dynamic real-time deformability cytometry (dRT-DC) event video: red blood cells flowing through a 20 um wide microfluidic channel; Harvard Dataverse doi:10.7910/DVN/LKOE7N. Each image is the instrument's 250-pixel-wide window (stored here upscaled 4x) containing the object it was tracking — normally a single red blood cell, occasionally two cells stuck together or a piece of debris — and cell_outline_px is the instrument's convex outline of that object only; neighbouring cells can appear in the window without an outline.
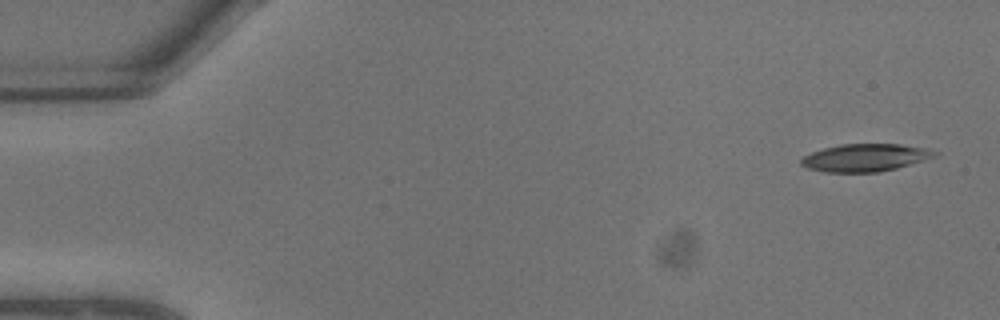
{"species": "common noctule bat (a hibernating species)", "species_latin": "Nyctalus noctula", "temperature_condition": "warm", "stored_images_in_passage": 8, "camera_frame_rate_fps": 3000, "um_per_image_px": 0.085, "animal": {"sex": "male", "body_mass_g": 13.3}, "frame": {"image": 1, "passage_image": 1, "time_ms": 0.0, "image_size_px": [1000, 320], "cell_outline_px": [[940, 152], [936, 156], [924, 160], [896, 168], [880, 172], [824, 172], [808, 168], [800, 164], [800, 160], [804, 156], [812, 152], [824, 148], [840, 144], [900, 144], [924, 148]], "centroid_in_image_um": [73.53, 13.4], "position_along_channel_um": 11.5, "area_um2": 21.39}}
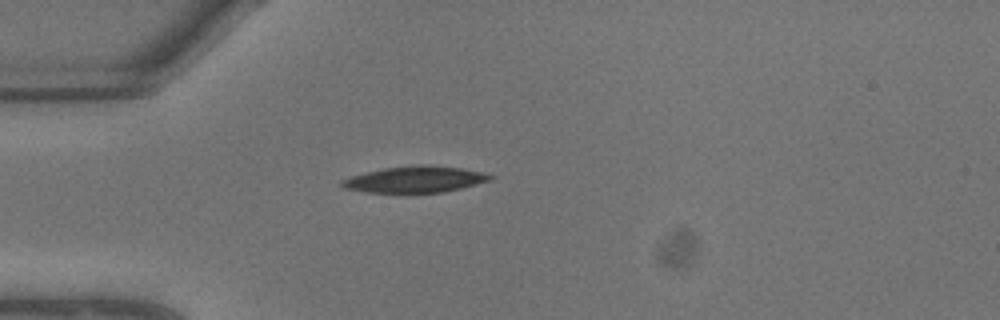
{"frame": {"image": 2, "passage_image": 6, "time_ms": 1.667, "image_size_px": [1000, 320], "cell_outline_px": [[496, 176], [492, 180], [460, 188], [440, 192], [364, 192], [344, 188], [340, 184], [340, 180], [352, 176], [384, 168], [416, 164], [424, 164], [460, 168], [480, 172]], "centroid_in_image_um": [35.27, 15.24], "position_along_channel_um": 49.7, "area_um2": 22.48}}
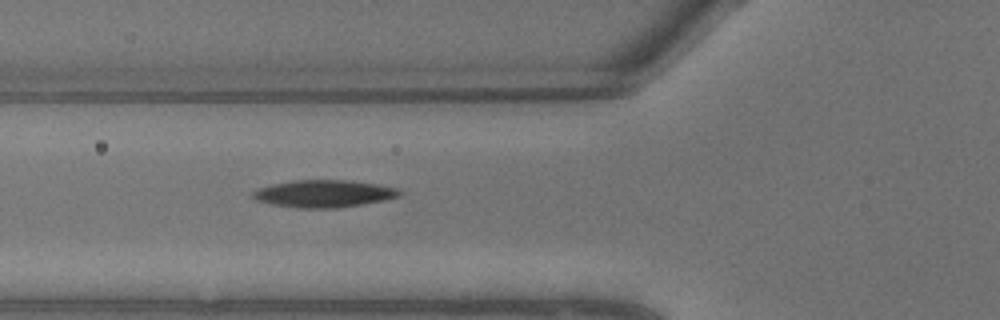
{"frame": {"image": 3, "passage_image": 8, "time_ms": 2.333, "image_size_px": [1000, 320], "cell_outline_px": [[404, 192], [400, 196], [384, 200], [336, 208], [300, 208], [272, 204], [256, 200], [252, 196], [252, 192], [260, 188], [272, 184], [292, 180], [348, 180], [376, 184], [396, 188]], "centroid_in_image_um": [27.53, 16.45], "position_along_channel_um": 98.3, "area_um2": 23.18}}